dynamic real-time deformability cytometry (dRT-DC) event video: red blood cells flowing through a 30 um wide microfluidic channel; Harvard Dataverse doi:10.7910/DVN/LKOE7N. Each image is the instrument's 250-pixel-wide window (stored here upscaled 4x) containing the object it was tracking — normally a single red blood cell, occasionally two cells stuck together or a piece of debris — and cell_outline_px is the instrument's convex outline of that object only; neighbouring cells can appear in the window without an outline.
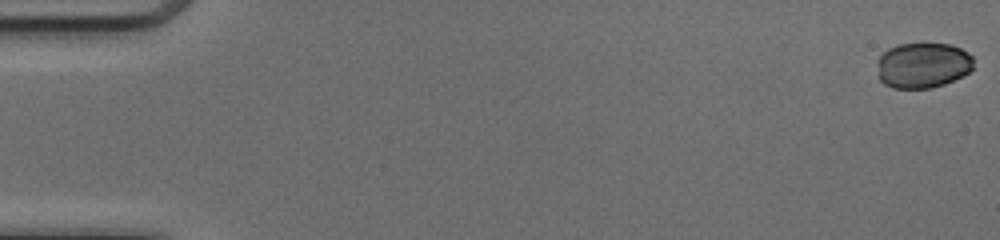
{"species": "common noctule bat (a hibernating species)", "species_latin": "Nyctalus noctula", "temperature_condition": "cold", "stored_images_in_passage": 51, "camera_frame_rate_fps": 3000, "um_per_image_px": 0.085, "animal": {"sex": "female", "body_mass_g": 17.0, "forearm_length_mm": 48.0}, "frame": {"image": 1, "passage_image": 1, "time_ms": 0.0, "image_size_px": [1000, 240], "cell_outline_px": [[972, 68], [968, 72], [944, 84], [932, 88], [892, 88], [884, 84], [880, 80], [876, 60], [888, 48], [900, 44], [948, 44], [960, 48], [968, 52], [972, 56]], "centroid_in_image_um": [78.4, 5.55], "position_along_channel_um": 6.6, "area_um2": 25.43}}
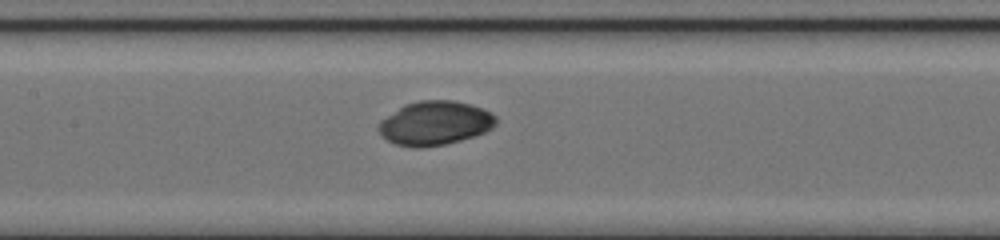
{"frame": {"image": 2, "passage_image": 25, "time_ms": 8.0, "image_size_px": [1000, 240], "cell_outline_px": [[496, 124], [492, 128], [484, 132], [460, 140], [444, 144], [420, 148], [416, 148], [396, 144], [380, 136], [376, 128], [380, 120], [404, 104], [420, 100], [452, 100], [472, 104], [484, 108], [492, 112], [496, 116]], "centroid_in_image_um": [36.95, 10.45], "position_along_channel_um": 170.4, "area_um2": 30.35}}
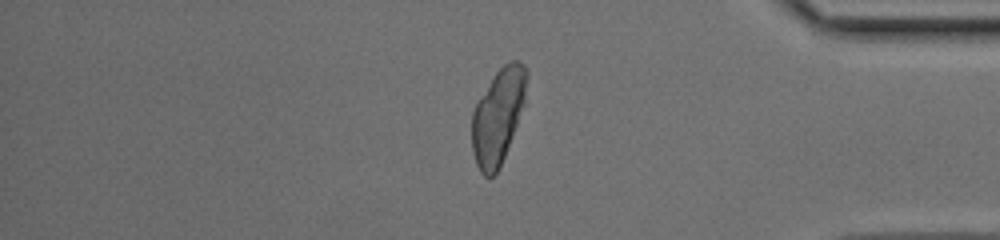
{"frame": {"image": 3, "passage_image": 43, "time_ms": 14.0, "image_size_px": [1000, 240], "cell_outline_px": [[528, 76], [524, 104], [500, 168], [492, 176], [484, 176], [480, 172], [476, 164], [472, 152], [472, 112], [476, 104], [496, 72], [508, 60], [516, 60], [524, 64], [528, 72]], "centroid_in_image_um": [42.34, 9.87], "position_along_channel_um": 392.9, "area_um2": 30.17}}